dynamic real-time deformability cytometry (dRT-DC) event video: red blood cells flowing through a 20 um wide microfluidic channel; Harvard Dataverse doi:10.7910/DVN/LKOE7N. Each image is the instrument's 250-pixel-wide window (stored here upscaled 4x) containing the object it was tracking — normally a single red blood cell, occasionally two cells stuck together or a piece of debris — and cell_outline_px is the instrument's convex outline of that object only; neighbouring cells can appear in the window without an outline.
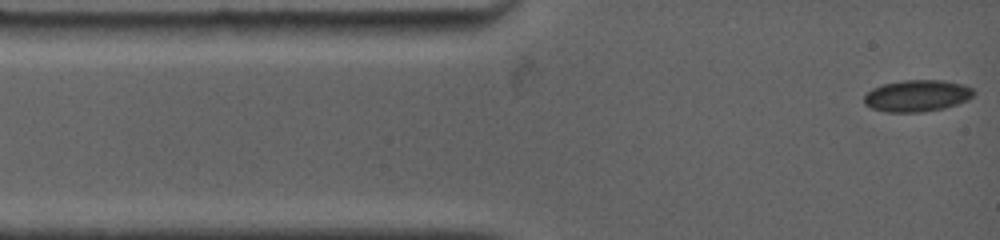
{"species": "common noctule bat (a hibernating species)", "species_latin": "Nyctalus noctula", "temperature_condition": "warm", "stored_images_in_passage": 15, "camera_frame_rate_fps": 4500, "um_per_image_px": 0.085, "animal": {"sex": "female", "body_mass_g": 19.0, "forearm_length_mm": 53.3}, "frame": {"image": 1, "passage_image": 1, "time_ms": 0.0, "image_size_px": [1000, 240], "cell_outline_px": [[976, 92], [968, 100], [944, 108], [924, 112], [884, 112], [872, 108], [864, 104], [864, 96], [872, 88], [884, 84], [904, 80], [944, 80], [964, 84], [972, 88]], "centroid_in_image_um": [77.96, 8.14], "position_along_channel_um": 7.0, "area_um2": 20.35}}
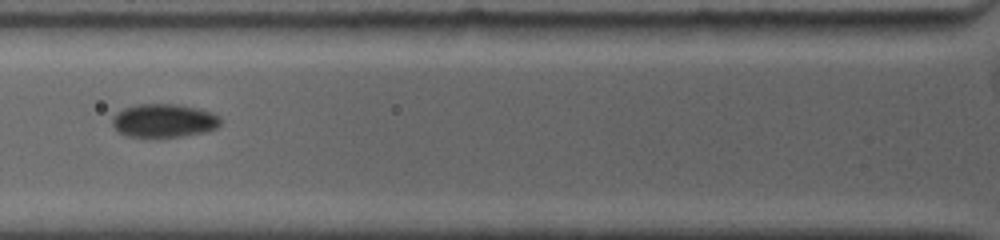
{"frame": {"image": 2, "passage_image": 11, "time_ms": 4.0, "image_size_px": [1000, 240], "cell_outline_px": [[220, 124], [216, 128], [204, 132], [180, 136], [128, 136], [120, 132], [112, 124], [112, 116], [116, 112], [124, 108], [136, 104], [180, 104], [200, 108], [212, 112], [220, 116]], "centroid_in_image_um": [13.95, 10.22], "position_along_channel_um": 111.9, "area_um2": 21.04}}
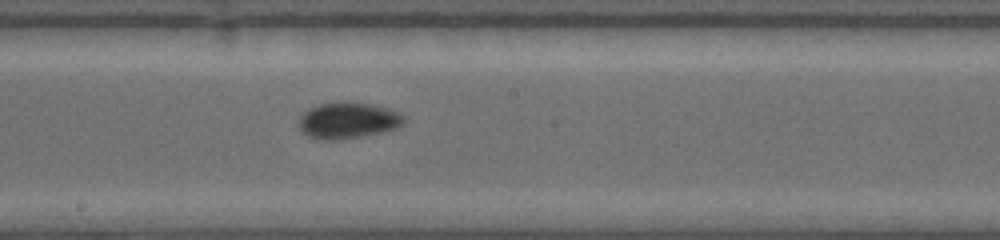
{"frame": {"image": 3, "passage_image": 15, "time_ms": 6.889, "image_size_px": [1000, 240], "cell_outline_px": [[404, 120], [396, 128], [380, 132], [360, 136], [336, 140], [328, 140], [308, 136], [300, 128], [300, 116], [308, 108], [320, 104], [348, 100], [372, 104], [388, 108], [400, 112], [404, 116]], "centroid_in_image_um": [29.58, 10.2], "position_along_channel_um": 218.6, "area_um2": 22.08}}